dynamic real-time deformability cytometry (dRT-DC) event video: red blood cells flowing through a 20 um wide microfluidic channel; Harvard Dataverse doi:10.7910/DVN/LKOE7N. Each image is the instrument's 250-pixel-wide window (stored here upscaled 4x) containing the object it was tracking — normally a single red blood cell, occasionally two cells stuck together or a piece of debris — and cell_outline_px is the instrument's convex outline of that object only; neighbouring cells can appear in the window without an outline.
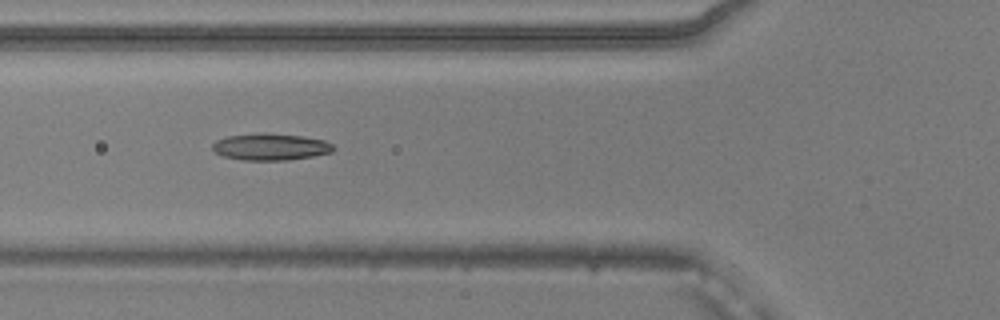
{"species": "common noctule bat (a hibernating species)", "species_latin": "Nyctalus noctula", "temperature_condition": "warm", "stored_images_in_passage": 36, "camera_frame_rate_fps": 3000, "um_per_image_px": 0.085, "animal": {"sex": "male", "body_mass_g": 20.5, "forearm_length_mm": 52.5}, "frame": {"image": 1, "passage_image": 3, "time_ms": 0.667, "image_size_px": [1000, 320], "cell_outline_px": [[336, 148], [332, 152], [312, 156], [288, 160], [244, 160], [224, 156], [216, 152], [212, 148], [212, 144], [216, 140], [228, 136], [264, 132], [300, 136], [324, 140], [332, 144]], "centroid_in_image_um": [23.0, 12.47], "position_along_channel_um": 102.8, "area_um2": 18.79}}
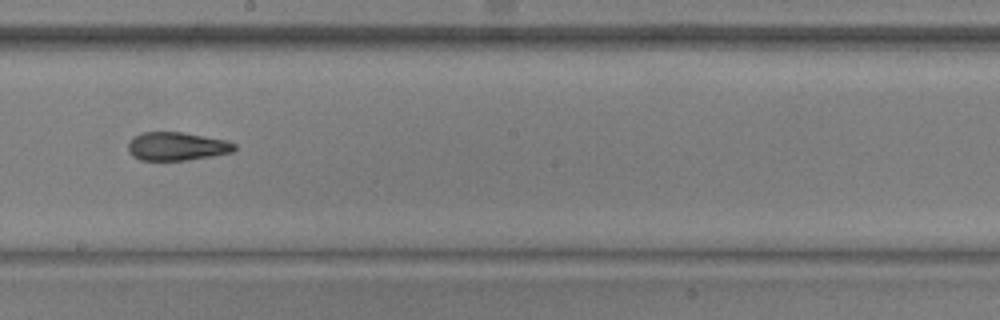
{"frame": {"image": 2, "passage_image": 13, "time_ms": 4.0, "image_size_px": [1000, 320], "cell_outline_px": [[236, 148], [232, 152], [212, 156], [188, 160], [140, 160], [132, 156], [128, 152], [128, 140], [132, 136], [140, 132], [184, 132], [228, 140], [236, 144]], "centroid_in_image_um": [15.0, 12.42], "position_along_channel_um": 233.2, "area_um2": 17.92}}
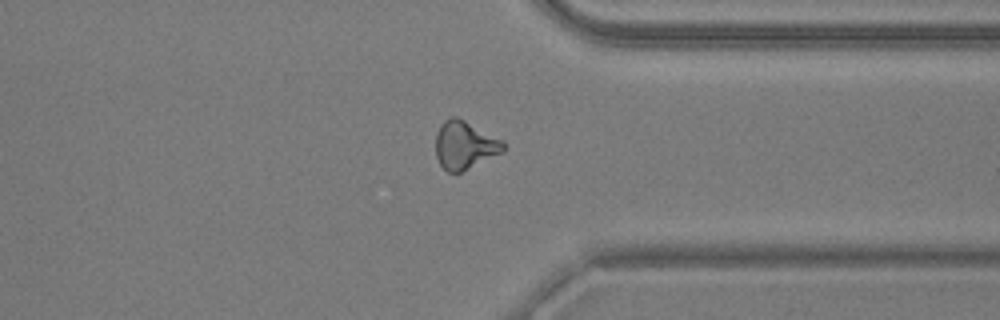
{"frame": {"image": 3, "passage_image": 24, "time_ms": 7.667, "image_size_px": [1000, 320], "cell_outline_px": [[504, 148], [500, 152], [460, 172], [448, 172], [440, 164], [436, 156], [436, 132], [440, 124], [444, 120], [452, 116], [456, 116], [504, 140]], "centroid_in_image_um": [39.46, 12.3], "position_along_channel_um": 371.9, "area_um2": 18.61}}